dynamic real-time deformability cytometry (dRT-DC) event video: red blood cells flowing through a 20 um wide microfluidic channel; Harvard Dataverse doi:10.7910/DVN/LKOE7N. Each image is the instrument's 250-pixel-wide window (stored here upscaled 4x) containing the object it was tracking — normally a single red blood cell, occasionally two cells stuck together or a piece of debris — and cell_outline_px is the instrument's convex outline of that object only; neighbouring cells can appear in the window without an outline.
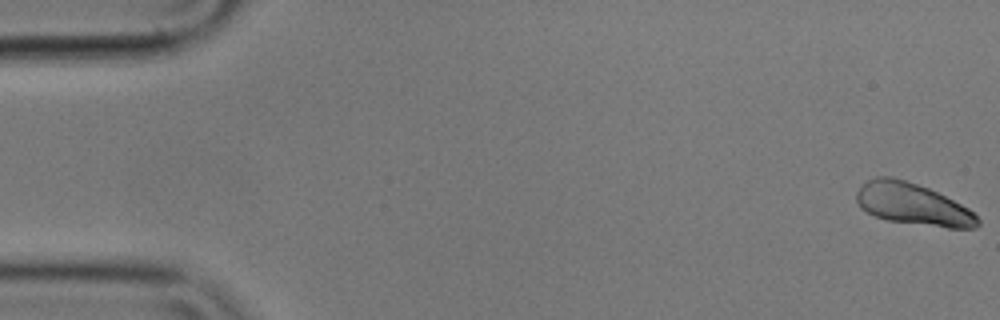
{"species": "common noctule bat (a hibernating species)", "species_latin": "Nyctalus noctula", "temperature_condition": "cold", "stored_images_in_passage": 5, "camera_frame_rate_fps": 3000, "um_per_image_px": 0.085, "animal": {"sex": "male", "body_mass_g": 17.9}, "frame": {"image": 1, "passage_image": 1, "time_ms": 0.0, "image_size_px": [1000, 320], "cell_outline_px": [[980, 224], [976, 228], [948, 228], [888, 220], [876, 216], [860, 208], [856, 200], [856, 192], [868, 180], [876, 176], [892, 176], [928, 188], [968, 208], [980, 220]], "centroid_in_image_um": [77.57, 17.36], "position_along_channel_um": 7.4, "area_um2": 29.19}}
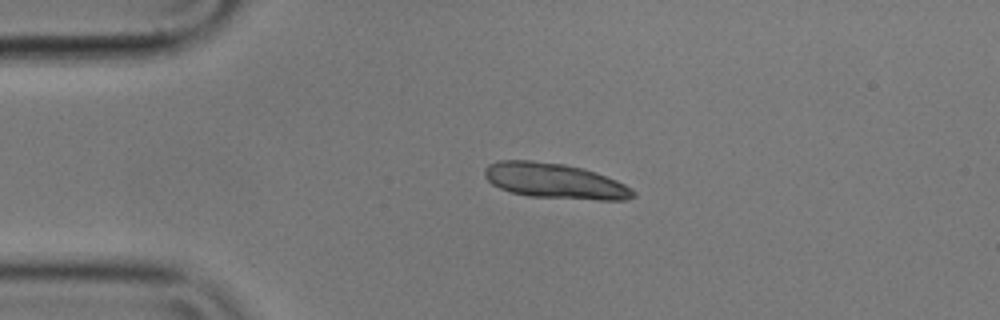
{"frame": {"image": 2, "passage_image": 4, "time_ms": 1.0, "image_size_px": [1000, 320], "cell_outline_px": [[636, 196], [624, 200], [596, 200], [528, 196], [512, 192], [500, 188], [492, 184], [484, 176], [484, 168], [488, 164], [500, 160], [532, 160], [564, 164], [584, 168], [596, 172], [616, 180], [632, 188], [636, 192]], "centroid_in_image_um": [47.17, 15.38], "position_along_channel_um": 37.8, "area_um2": 30.75}}